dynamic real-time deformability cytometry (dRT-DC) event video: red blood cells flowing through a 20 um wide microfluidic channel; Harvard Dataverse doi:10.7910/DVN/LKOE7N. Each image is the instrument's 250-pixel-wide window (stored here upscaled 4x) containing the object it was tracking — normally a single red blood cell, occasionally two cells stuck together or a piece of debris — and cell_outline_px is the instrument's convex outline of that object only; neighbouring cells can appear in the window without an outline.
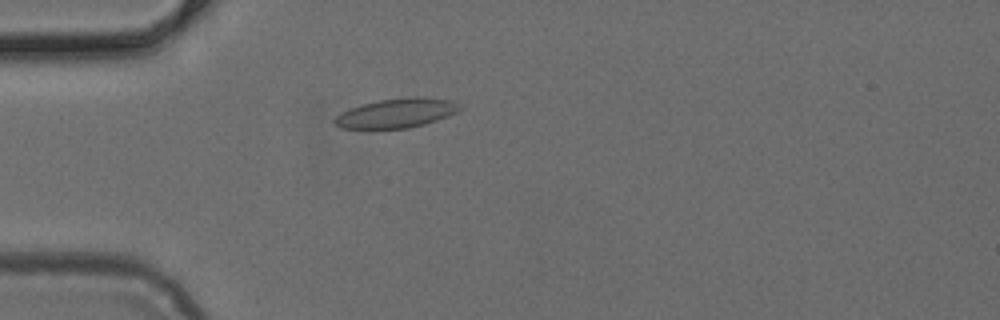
{"species": "common noctule bat (a hibernating species)", "species_latin": "Nyctalus noctula", "temperature_condition": "cold", "stored_images_in_passage": 42, "camera_frame_rate_fps": 3000, "um_per_image_px": 0.085, "animal": {"sex": "female", "body_mass_g": 24.6, "forearm_length_mm": 56.2}, "frame": {"image": 1, "passage_image": 6, "time_ms": 1.667, "image_size_px": [1000, 320], "cell_outline_px": [[464, 108], [448, 116], [424, 124], [408, 128], [340, 128], [332, 120], [340, 112], [364, 104], [380, 100], [408, 96], [420, 96], [452, 100], [460, 104]], "centroid_in_image_um": [33.75, 9.6], "position_along_channel_um": 51.3, "area_um2": 21.39}}
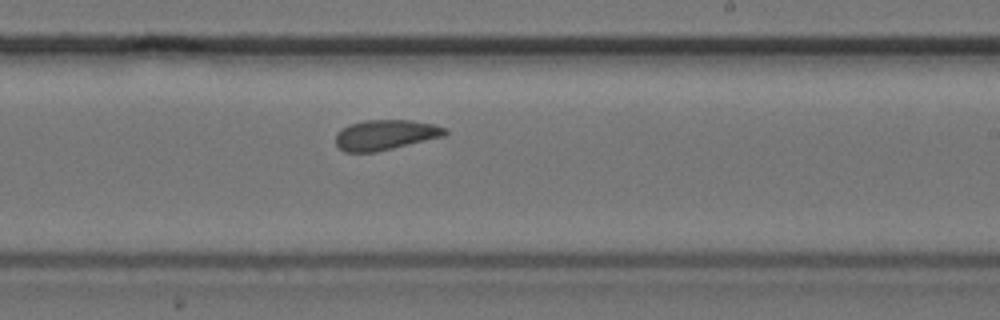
{"frame": {"image": 2, "passage_image": 22, "time_ms": 7.0, "image_size_px": [1000, 320], "cell_outline_px": [[448, 132], [444, 136], [376, 152], [344, 152], [336, 144], [336, 136], [340, 128], [348, 124], [364, 120], [412, 120], [436, 124], [448, 128]], "centroid_in_image_um": [32.77, 11.45], "position_along_channel_um": 256.2, "area_um2": 19.42}}
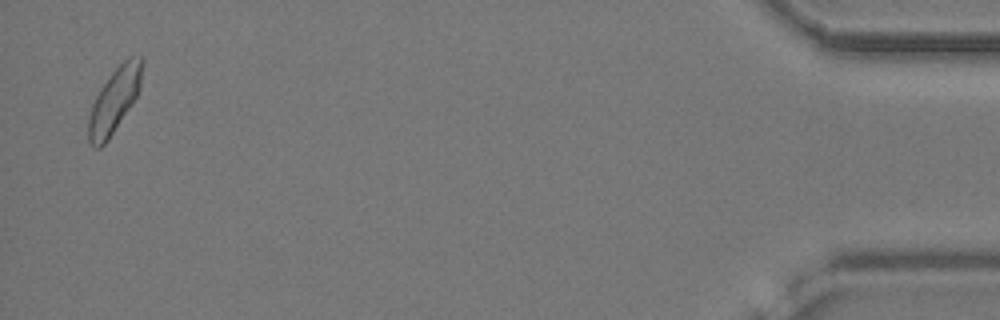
{"frame": {"image": 3, "passage_image": 41, "time_ms": 13.333, "image_size_px": [1000, 320], "cell_outline_px": [[144, 64], [140, 88], [136, 96], [108, 140], [100, 148], [96, 148], [88, 140], [88, 120], [92, 104], [100, 88], [112, 72], [128, 56], [144, 56]], "centroid_in_image_um": [9.74, 8.48], "position_along_channel_um": 425.5, "area_um2": 20.06}}